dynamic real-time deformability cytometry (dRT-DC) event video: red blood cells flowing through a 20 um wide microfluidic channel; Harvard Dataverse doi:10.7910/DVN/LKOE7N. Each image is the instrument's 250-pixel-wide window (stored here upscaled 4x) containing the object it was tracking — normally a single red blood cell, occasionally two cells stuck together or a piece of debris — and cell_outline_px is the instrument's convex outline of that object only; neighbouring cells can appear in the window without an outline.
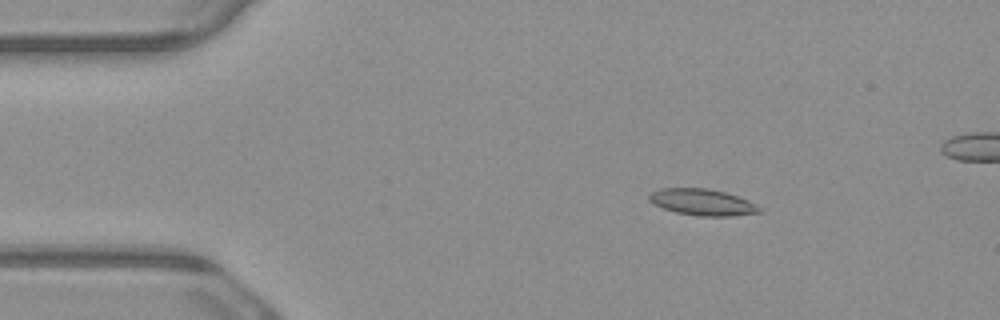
{"species": "common noctule bat (a hibernating species)", "species_latin": "Nyctalus noctula", "temperature_condition": "warm", "stored_images_in_passage": 5, "camera_frame_rate_fps": 3000, "um_per_image_px": 0.085, "animal": {"sex": "male", "body_mass_g": 23.1, "forearm_length_mm": 52.7}, "frame": {"image": 1, "passage_image": 3, "time_ms": 0.667, "image_size_px": [1000, 320], "cell_outline_px": [[764, 208], [760, 212], [732, 216], [700, 216], [676, 212], [652, 204], [648, 200], [648, 196], [652, 192], [660, 188], [708, 188], [724, 192], [748, 200]], "centroid_in_image_um": [59.7, 17.18], "position_along_channel_um": 25.3, "area_um2": 16.99}}